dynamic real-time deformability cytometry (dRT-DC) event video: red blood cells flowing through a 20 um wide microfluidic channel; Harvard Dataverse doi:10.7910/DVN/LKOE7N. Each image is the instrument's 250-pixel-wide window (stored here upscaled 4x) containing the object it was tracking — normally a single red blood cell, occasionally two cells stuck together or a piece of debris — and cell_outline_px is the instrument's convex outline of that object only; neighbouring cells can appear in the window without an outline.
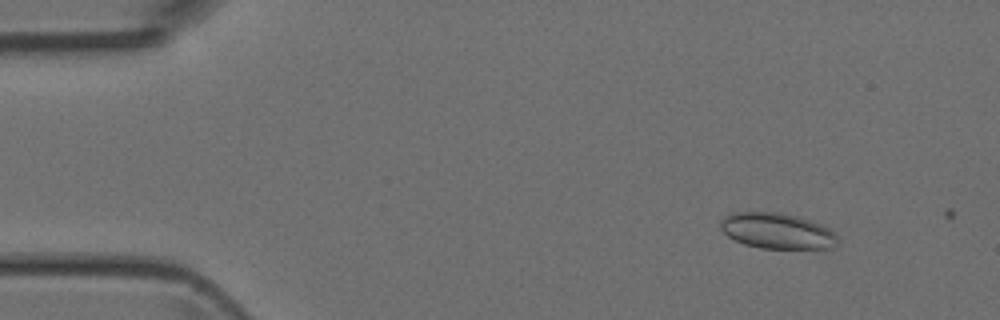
{"species": "Egyptian fruit bat (a non-hibernating species)", "species_latin": "Rousettus aegyptiacus", "temperature_condition": "room temperature", "stored_images_in_passage": 2, "camera_frame_rate_fps": 3000, "um_per_image_px": 0.085, "animal": {"sex": "female"}, "frame": {"image": 1, "passage_image": 1, "time_ms": 0.0, "image_size_px": [1000, 320], "cell_outline_px": [[836, 244], [832, 248], [760, 248], [744, 244], [728, 236], [720, 228], [720, 220], [724, 216], [732, 212], [776, 212], [796, 216], [812, 220], [828, 228], [836, 236]], "centroid_in_image_um": [66.01, 19.62], "position_along_channel_um": 19.0, "area_um2": 24.22}}